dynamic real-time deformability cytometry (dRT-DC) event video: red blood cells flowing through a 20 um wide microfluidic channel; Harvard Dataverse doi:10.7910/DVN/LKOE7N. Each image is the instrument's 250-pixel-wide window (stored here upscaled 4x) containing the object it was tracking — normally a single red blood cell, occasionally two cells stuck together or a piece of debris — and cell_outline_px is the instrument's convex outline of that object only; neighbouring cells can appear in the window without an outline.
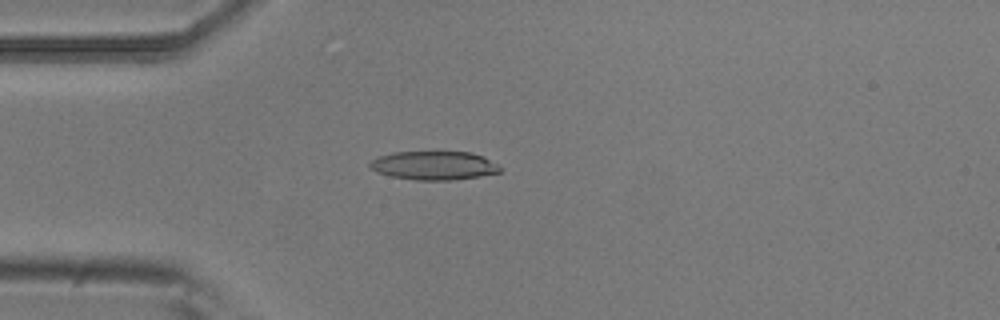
{"species": "common noctule bat (a hibernating species)", "species_latin": "Nyctalus noctula", "temperature_condition": "room temperature", "stored_images_in_passage": 5, "camera_frame_rate_fps": 3000, "um_per_image_px": 0.085, "animal": {"sex": "male", "body_mass_g": 20.5, "forearm_length_mm": 52.5}, "frame": {"image": 1, "passage_image": 4, "time_ms": 1.0, "image_size_px": [1000, 320], "cell_outline_px": [[504, 168], [500, 172], [480, 176], [448, 180], [416, 180], [392, 176], [376, 172], [368, 164], [372, 160], [380, 156], [392, 152], [472, 152], [484, 156], [500, 164]], "centroid_in_image_um": [36.96, 14.06], "position_along_channel_um": 48.0, "area_um2": 21.85}}